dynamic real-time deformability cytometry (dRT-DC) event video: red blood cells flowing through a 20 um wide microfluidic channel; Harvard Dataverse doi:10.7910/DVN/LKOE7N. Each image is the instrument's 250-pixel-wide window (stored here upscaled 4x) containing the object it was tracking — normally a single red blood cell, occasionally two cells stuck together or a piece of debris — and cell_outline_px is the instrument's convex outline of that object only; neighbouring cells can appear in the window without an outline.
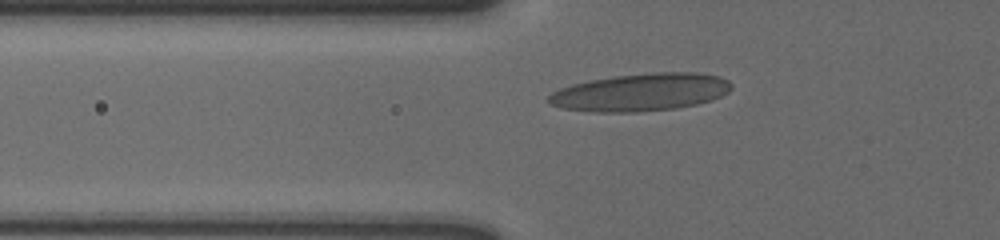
{"species": "human", "species_latin": "Homo sapiens", "temperature_condition": "cold", "stored_images_in_passage": 38, "camera_frame_rate_fps": 3000, "um_per_image_px": 0.085, "donor": {"sex": "male"}, "frame": {"image": 1, "passage_image": 2, "time_ms": 0.333, "image_size_px": [1000, 240], "cell_outline_px": [[732, 88], [728, 92], [712, 100], [696, 104], [676, 108], [636, 112], [592, 112], [560, 108], [552, 104], [548, 100], [548, 96], [552, 92], [560, 88], [572, 84], [588, 80], [612, 76], [648, 72], [696, 72], [720, 76], [728, 80], [732, 84]], "centroid_in_image_um": [54.46, 7.83], "position_along_channel_um": 71.3, "area_um2": 40.4}}
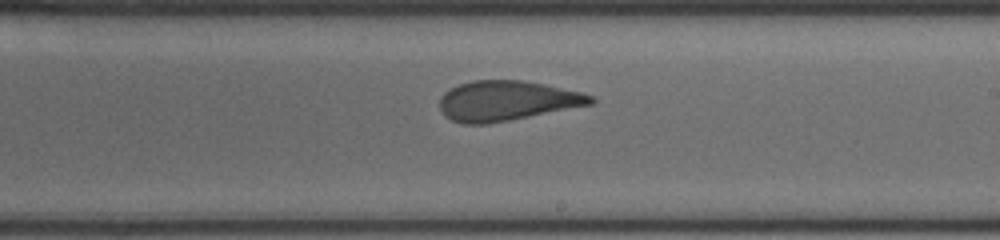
{"frame": {"image": 2, "passage_image": 17, "time_ms": 5.333, "image_size_px": [1000, 240], "cell_outline_px": [[596, 100], [592, 104], [508, 120], [484, 124], [464, 124], [452, 120], [444, 116], [440, 108], [440, 96], [444, 92], [460, 84], [472, 80], [520, 80], [544, 84], [580, 92], [592, 96]], "centroid_in_image_um": [43.04, 8.56], "position_along_channel_um": 246.0, "area_um2": 34.8}}
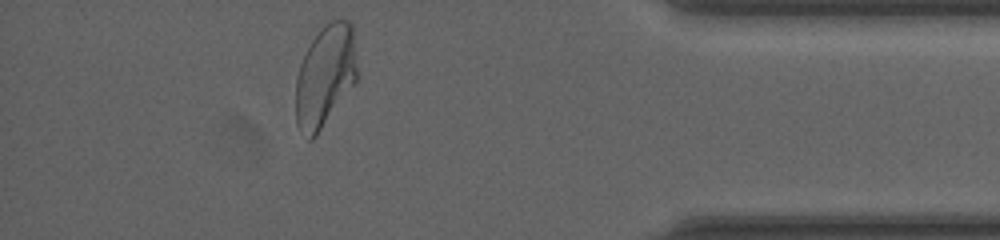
{"frame": {"image": 3, "passage_image": 33, "time_ms": 10.667, "image_size_px": [1000, 240], "cell_outline_px": [[356, 80], [316, 136], [312, 140], [308, 140], [296, 124], [296, 80], [300, 64], [312, 40], [332, 20], [348, 20], [352, 24], [356, 68]], "centroid_in_image_um": [27.61, 6.5], "position_along_channel_um": 407.6, "area_um2": 35.49}, "authors_computed_cell_mechanics": {"area_um2": 36.0094, "velocity_mm_per_s": 3.5782, "shape_relaxation_time_tau1_ms": null, "shape_relaxation_time_tau2_ms": 1.1396, "deformation_change_tau1": null, "deformation_change_tau2": 0.091}}